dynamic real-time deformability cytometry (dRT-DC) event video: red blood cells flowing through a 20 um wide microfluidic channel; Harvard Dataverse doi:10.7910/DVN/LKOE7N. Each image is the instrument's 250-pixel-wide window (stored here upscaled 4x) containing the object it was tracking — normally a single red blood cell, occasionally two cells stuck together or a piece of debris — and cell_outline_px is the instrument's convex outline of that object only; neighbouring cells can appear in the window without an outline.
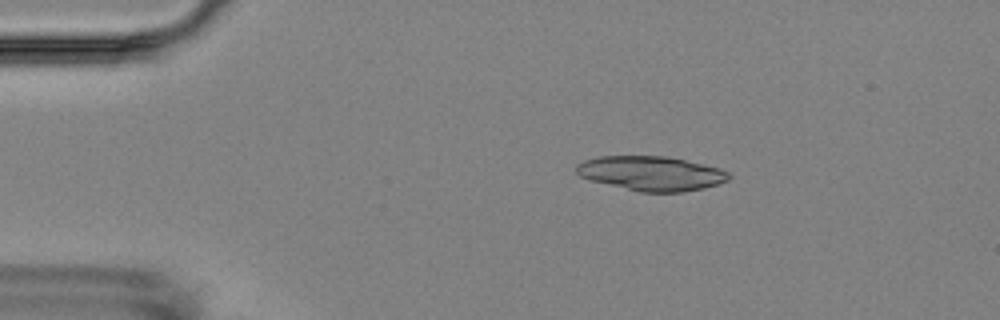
{"species": "Egyptian fruit bat (a non-hibernating species)", "species_latin": "Rousettus aegyptiacus", "temperature_condition": "room temperature", "stored_images_in_passage": 3, "camera_frame_rate_fps": 3000, "um_per_image_px": 0.085, "animal": {"sex": "female"}, "frame": {"image": 1, "passage_image": 1, "time_ms": 0.0, "image_size_px": [1000, 320], "cell_outline_px": [[732, 176], [728, 180], [704, 188], [684, 192], [640, 192], [588, 180], [580, 176], [576, 172], [576, 164], [584, 160], [600, 156], [668, 156], [720, 168], [728, 172]], "centroid_in_image_um": [55.34, 14.74], "position_along_channel_um": 29.7, "area_um2": 30.75}}